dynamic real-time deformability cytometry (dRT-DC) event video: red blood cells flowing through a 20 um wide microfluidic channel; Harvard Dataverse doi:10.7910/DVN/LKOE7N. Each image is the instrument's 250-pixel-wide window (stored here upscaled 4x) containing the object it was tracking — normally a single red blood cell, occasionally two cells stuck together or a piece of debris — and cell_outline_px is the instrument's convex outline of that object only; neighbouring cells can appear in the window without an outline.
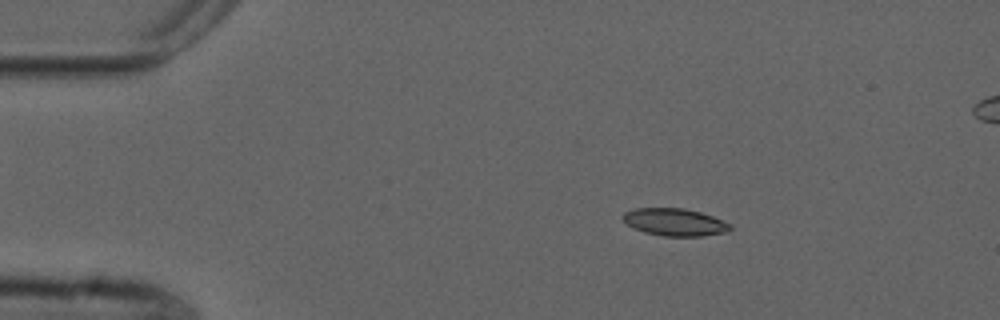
{"species": "common noctule bat (a hibernating species)", "species_latin": "Nyctalus noctula", "temperature_condition": "cold", "stored_images_in_passage": 34, "camera_frame_rate_fps": 3000, "um_per_image_px": 0.085, "animal": {"sex": "male", "forearm_length_mm": 52.5}, "frame": {"image": 1, "passage_image": 9, "time_ms": 2.667, "image_size_px": [1000, 320], "cell_outline_px": [[732, 228], [724, 232], [704, 236], [664, 236], [644, 232], [628, 224], [620, 216], [624, 212], [636, 208], [684, 208], [700, 212], [712, 216], [732, 224]], "centroid_in_image_um": [57.36, 18.87], "position_along_channel_um": 27.6, "area_um2": 17.05}}
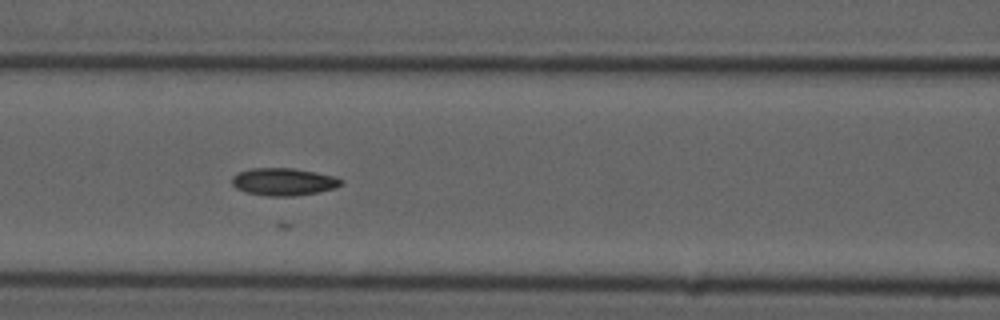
{"frame": {"image": 2, "passage_image": 23, "time_ms": 7.333, "image_size_px": [1000, 320], "cell_outline_px": [[344, 184], [336, 188], [316, 192], [292, 196], [268, 196], [248, 192], [236, 188], [232, 184], [232, 176], [240, 172], [252, 168], [292, 168], [336, 176], [344, 180]], "centroid_in_image_um": [24.15, 15.44], "position_along_channel_um": 142.5, "area_um2": 17.4}}
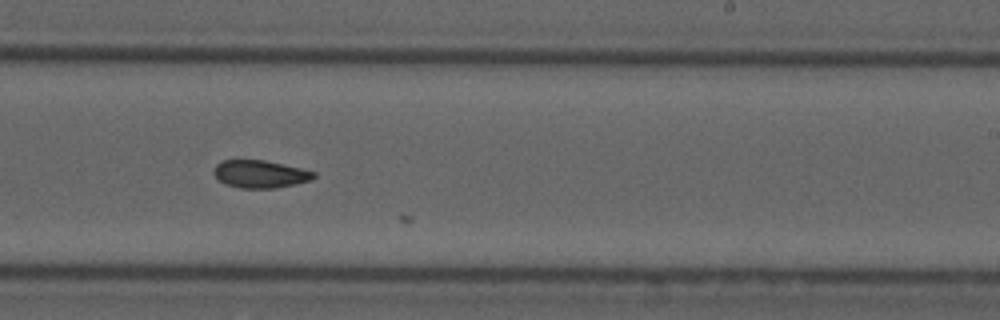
{"frame": {"image": 3, "passage_image": 33, "time_ms": 10.667, "image_size_px": [1000, 320], "cell_outline_px": [[316, 176], [312, 180], [296, 184], [276, 188], [240, 188], [224, 184], [212, 172], [216, 164], [220, 160], [264, 160], [300, 168], [316, 172]], "centroid_in_image_um": [22.11, 14.8], "position_along_channel_um": 266.9, "area_um2": 16.18}}